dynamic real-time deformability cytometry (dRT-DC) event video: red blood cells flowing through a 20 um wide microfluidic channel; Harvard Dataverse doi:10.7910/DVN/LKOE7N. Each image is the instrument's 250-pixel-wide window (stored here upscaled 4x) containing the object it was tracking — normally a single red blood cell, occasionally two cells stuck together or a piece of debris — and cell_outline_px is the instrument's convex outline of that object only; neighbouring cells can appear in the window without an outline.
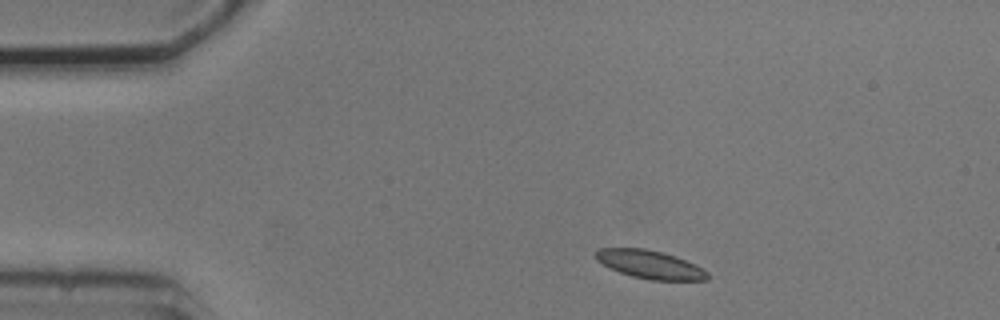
{"species": "common noctule bat (a hibernating species)", "species_latin": "Nyctalus noctula", "temperature_condition": "cold", "stored_images_in_passage": 2, "camera_frame_rate_fps": 3000, "um_per_image_px": 0.085, "animal": {"sex": "male", "body_mass_g": 20.5, "forearm_length_mm": 52.5}, "frame": {"image": 1, "passage_image": 1, "time_ms": 0.0, "image_size_px": [1000, 320], "cell_outline_px": [[708, 280], [652, 280], [632, 276], [620, 272], [596, 260], [596, 252], [600, 248], [644, 248], [664, 252], [676, 256], [708, 272]], "centroid_in_image_um": [55.25, 22.47], "position_along_channel_um": 29.8, "area_um2": 18.09}}